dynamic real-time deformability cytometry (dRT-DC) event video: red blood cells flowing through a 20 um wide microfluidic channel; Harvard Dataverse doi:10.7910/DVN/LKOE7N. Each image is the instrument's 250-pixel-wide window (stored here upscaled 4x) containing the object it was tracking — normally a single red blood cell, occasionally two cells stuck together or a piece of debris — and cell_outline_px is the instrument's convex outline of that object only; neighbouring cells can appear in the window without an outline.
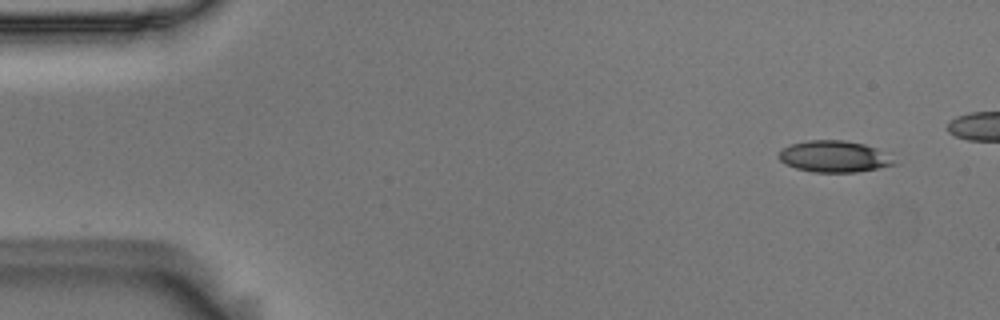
{"species": "Egyptian fruit bat (a non-hibernating species)", "species_latin": "Rousettus aegyptiacus", "temperature_condition": "room temperature", "stored_images_in_passage": 2, "camera_frame_rate_fps": 3000, "um_per_image_px": 0.085, "animal": {"sex": "male"}, "frame": {"image": 1, "passage_image": 1, "time_ms": 0.0, "image_size_px": [1000, 320], "cell_outline_px": [[896, 164], [856, 172], [812, 172], [796, 168], [784, 164], [776, 156], [784, 148], [792, 144], [808, 140], [844, 140], [864, 144], [876, 148], [892, 160]], "centroid_in_image_um": [70.82, 13.3], "position_along_channel_um": 14.2, "area_um2": 20.81}}